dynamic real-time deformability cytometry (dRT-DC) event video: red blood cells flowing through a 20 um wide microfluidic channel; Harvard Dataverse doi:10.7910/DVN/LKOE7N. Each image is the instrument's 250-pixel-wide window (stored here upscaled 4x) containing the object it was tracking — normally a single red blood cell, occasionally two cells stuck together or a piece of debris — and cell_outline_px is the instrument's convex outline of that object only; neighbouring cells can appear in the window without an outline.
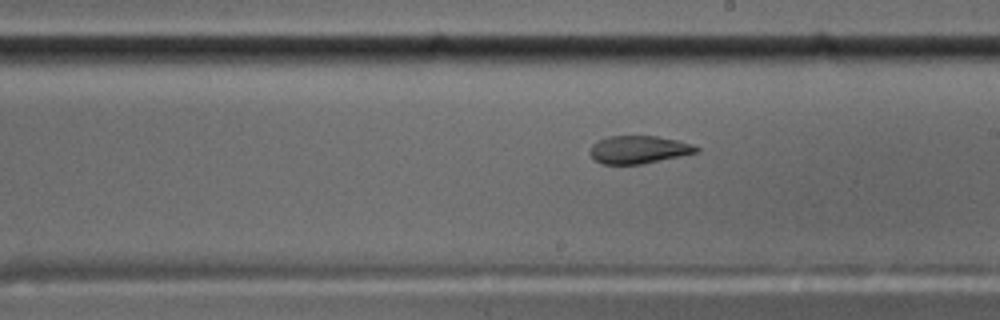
{"species": "common noctule bat (a hibernating species)", "species_latin": "Nyctalus noctula", "temperature_condition": "cold", "stored_images_in_passage": 56, "camera_frame_rate_fps": 3000, "um_per_image_px": 0.085, "animal": {"sex": "male", "body_mass_g": 17.5, "forearm_length_mm": 52.3}, "frame": {"image": 1, "passage_image": 32, "time_ms": 10.333, "image_size_px": [1000, 320], "cell_outline_px": [[700, 152], [640, 164], [604, 164], [596, 160], [588, 152], [592, 144], [608, 136], [656, 136], [676, 140], [692, 144], [700, 148]], "centroid_in_image_um": [54.3, 12.71], "position_along_channel_um": 234.7, "area_um2": 17.11}, "authors_computed_cell_mechanics": {"area_um2": 18.2648, "velocity_mm_per_s": 3.5411, "shape_relaxation_time_tau1_ms": null, "shape_relaxation_time_tau2_ms": 2.8185, "deformation_change_tau1": null, "deformation_change_tau2": 0.0988}}